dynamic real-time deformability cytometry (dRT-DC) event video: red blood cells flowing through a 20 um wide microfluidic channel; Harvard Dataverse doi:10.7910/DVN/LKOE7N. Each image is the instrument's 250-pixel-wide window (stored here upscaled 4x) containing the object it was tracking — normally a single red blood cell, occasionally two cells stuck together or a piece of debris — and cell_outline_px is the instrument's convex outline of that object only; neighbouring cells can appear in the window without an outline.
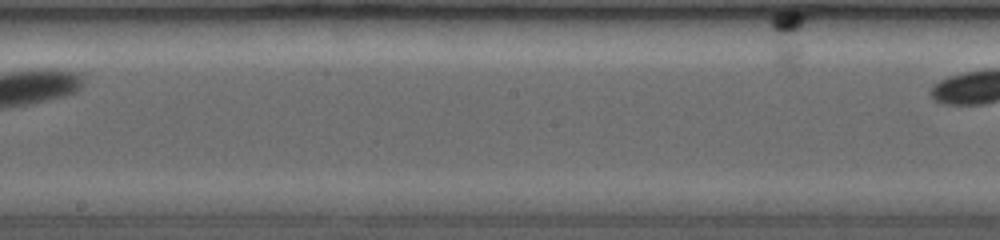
{"species": "common noctule bat (a hibernating species)", "species_latin": "Nyctalus noctula", "temperature_condition": "room temperature", "stored_images_in_passage": 13, "segment_of_instrument_passage": [2, 2], "camera_frame_rate_fps": 3500, "um_per_image_px": 0.085, "animal": {"sex": "female", "body_mass_g": 19.0, "forearm_length_mm": 53.3}, "frame": {"image": 1, "passage_image": 13, "time_ms": 5.429, "image_size_px": [1000, 240], "cell_outline_px": [[804, 20], [800, 56], [796, 60], [788, 64], [784, 64], [776, 60], [772, 52], [772, 16], [776, 12], [800, 12], [804, 16]], "centroid_in_image_um": [66.91, 3.07], "position_along_channel_um": 181.3, "area_um2": 10.52}}